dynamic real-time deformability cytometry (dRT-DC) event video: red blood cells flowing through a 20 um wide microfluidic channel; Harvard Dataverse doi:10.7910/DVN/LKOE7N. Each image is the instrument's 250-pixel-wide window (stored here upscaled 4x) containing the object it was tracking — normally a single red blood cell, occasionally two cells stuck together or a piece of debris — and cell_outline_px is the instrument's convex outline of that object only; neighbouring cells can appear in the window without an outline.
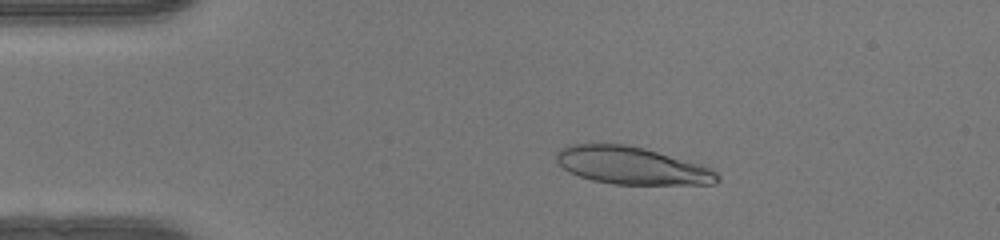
{"species": "human", "species_latin": "Homo sapiens", "temperature_condition": "warm", "stored_images_in_passage": 49, "camera_frame_rate_fps": 3000, "um_per_image_px": 0.085, "donor": {"sex": "female"}, "frame": {"image": 1, "passage_image": 9, "time_ms": 2.667, "image_size_px": [1000, 240], "cell_outline_px": [[720, 180], [716, 184], [612, 184], [592, 180], [568, 172], [556, 160], [556, 152], [560, 148], [568, 144], [624, 144], [644, 148], [700, 164], [712, 168], [720, 176]], "centroid_in_image_um": [53.7, 14.08], "position_along_channel_um": 31.3, "area_um2": 35.14}}
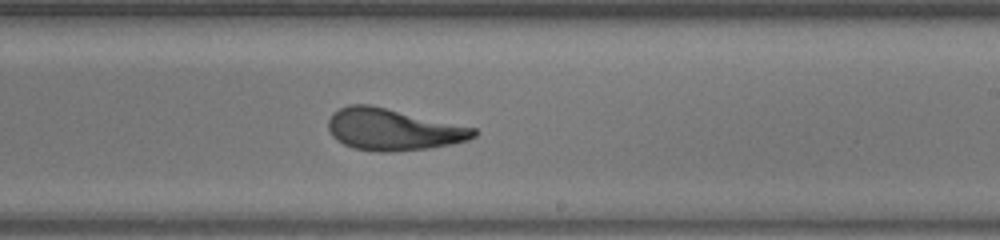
{"frame": {"image": 2, "passage_image": 29, "time_ms": 9.333, "image_size_px": [1000, 240], "cell_outline_px": [[480, 132], [476, 136], [468, 140], [452, 144], [428, 148], [396, 152], [380, 152], [352, 148], [336, 140], [332, 136], [328, 128], [328, 120], [332, 112], [348, 104], [368, 104], [476, 128]], "centroid_in_image_um": [33.39, 11.01], "position_along_channel_um": 255.6, "area_um2": 35.49}}
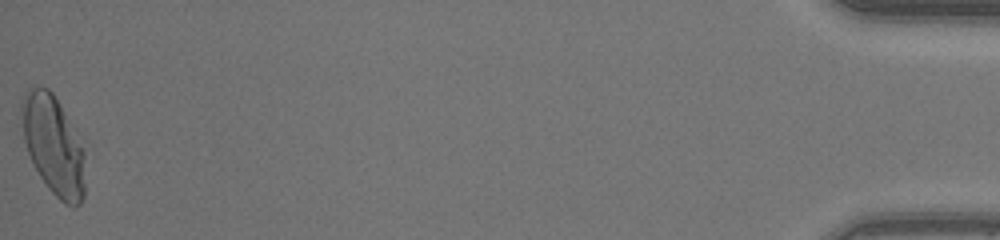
{"frame": {"image": 3, "passage_image": 49, "time_ms": 16.0, "image_size_px": [1000, 240], "cell_outline_px": [[84, 196], [80, 204], [72, 208], [64, 204], [48, 188], [40, 176], [28, 152], [24, 140], [20, 112], [20, 104], [24, 92], [28, 88], [48, 88], [52, 92], [84, 136]], "centroid_in_image_um": [4.59, 12.3], "position_along_channel_um": 430.6, "area_um2": 37.74}, "authors_computed_cell_mechanics": {"area_um2": 35.4314, "velocity_mm_per_s": 4.1811, "shape_relaxation_time_tau1_ms": 8.6589, "shape_relaxation_time_tau2_ms": 0.8343, "deformation_change_tau1": 0.3284, "deformation_change_tau2": 0.0952}}